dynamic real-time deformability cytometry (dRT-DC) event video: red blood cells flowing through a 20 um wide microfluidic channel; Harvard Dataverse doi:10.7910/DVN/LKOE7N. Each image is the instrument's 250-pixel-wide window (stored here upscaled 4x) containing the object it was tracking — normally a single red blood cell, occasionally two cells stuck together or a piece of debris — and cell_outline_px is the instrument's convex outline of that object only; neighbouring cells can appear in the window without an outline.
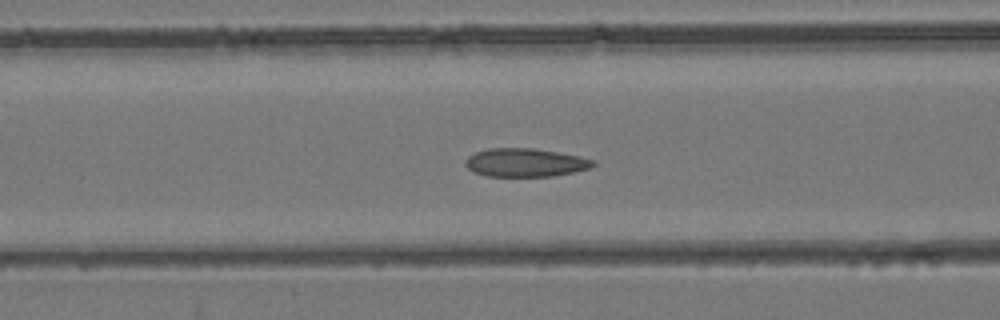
{"species": "common noctule bat (a hibernating species)", "species_latin": "Nyctalus noctula", "temperature_condition": "room temperature", "stored_images_in_passage": 49, "camera_frame_rate_fps": 3000, "um_per_image_px": 0.085, "animal": {"sex": "female", "body_mass_g": 24.6, "forearm_length_mm": 56.2}, "frame": {"image": 1, "passage_image": 19, "time_ms": 6.0, "image_size_px": [1000, 320], "cell_outline_px": [[596, 164], [588, 168], [576, 172], [552, 176], [488, 176], [472, 172], [464, 164], [464, 160], [468, 156], [476, 152], [488, 148], [536, 148], [596, 160]], "centroid_in_image_um": [44.62, 13.82], "position_along_channel_um": 122.0, "area_um2": 21.15}}
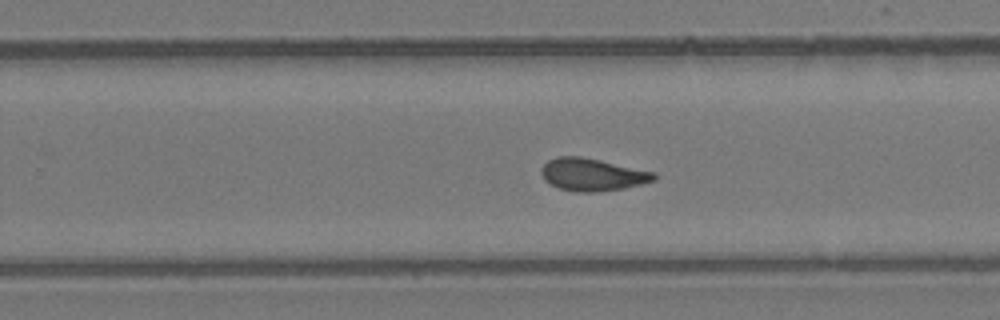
{"frame": {"image": 2, "passage_image": 30, "time_ms": 9.667, "image_size_px": [1000, 320], "cell_outline_px": [[656, 180], [624, 188], [596, 192], [576, 192], [560, 188], [544, 180], [540, 172], [540, 168], [548, 160], [556, 156], [580, 156], [600, 160], [656, 172]], "centroid_in_image_um": [50.34, 14.83], "position_along_channel_um": 279.5, "area_um2": 21.39}}
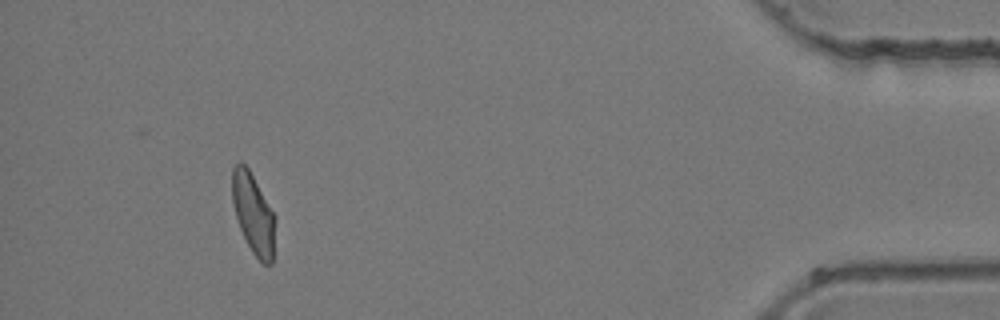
{"frame": {"image": 3, "passage_image": 44, "time_ms": 14.333, "image_size_px": [1000, 320], "cell_outline_px": [[276, 220], [272, 264], [264, 264], [252, 252], [240, 228], [236, 216], [232, 200], [232, 168], [240, 160], [248, 168], [272, 212]], "centroid_in_image_um": [21.52, 18.17], "position_along_channel_um": 413.7, "area_um2": 19.71}}